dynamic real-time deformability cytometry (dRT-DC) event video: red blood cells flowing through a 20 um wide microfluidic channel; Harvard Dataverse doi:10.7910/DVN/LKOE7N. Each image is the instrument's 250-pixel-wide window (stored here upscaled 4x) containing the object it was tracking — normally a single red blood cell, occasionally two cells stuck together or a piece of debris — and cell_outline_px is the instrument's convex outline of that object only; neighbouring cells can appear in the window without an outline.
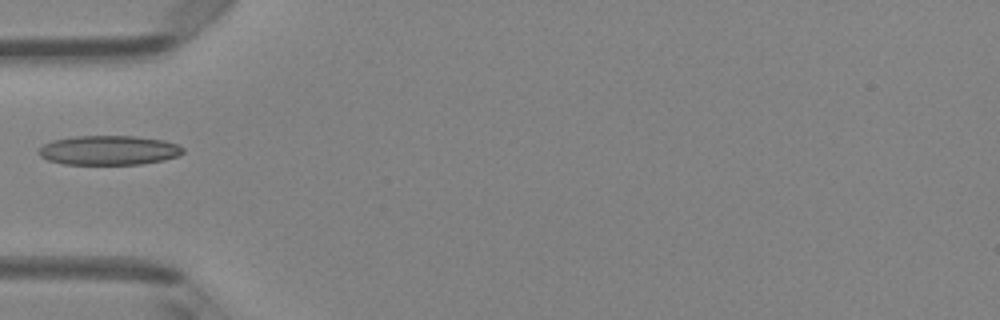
{"species": "Egyptian fruit bat (a non-hibernating species)", "species_latin": "Rousettus aegyptiacus", "temperature_condition": "room temperature", "stored_images_in_passage": 5, "camera_frame_rate_fps": 3000, "um_per_image_px": 0.085, "animal": {"sex": "female"}, "frame": {"image": 1, "passage_image": 4, "time_ms": 3.667, "image_size_px": [1000, 320], "cell_outline_px": [[184, 152], [176, 156], [164, 160], [140, 164], [64, 164], [48, 160], [40, 156], [40, 148], [44, 144], [52, 140], [76, 136], [136, 136], [164, 140], [176, 144], [184, 148]], "centroid_in_image_um": [9.26, 12.77], "position_along_channel_um": 75.7, "area_um2": 24.62}}
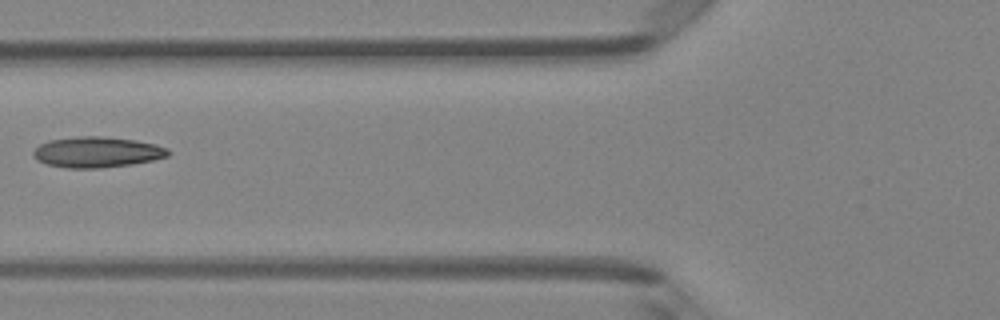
{"frame": {"image": 2, "passage_image": 5, "time_ms": 4.667, "image_size_px": [1000, 320], "cell_outline_px": [[172, 152], [168, 156], [152, 160], [132, 164], [100, 168], [68, 168], [48, 164], [36, 160], [32, 152], [40, 144], [48, 140], [80, 136], [100, 136], [132, 140], [156, 144], [168, 148]], "centroid_in_image_um": [8.25, 12.93], "position_along_channel_um": 117.5, "area_um2": 24.04}}